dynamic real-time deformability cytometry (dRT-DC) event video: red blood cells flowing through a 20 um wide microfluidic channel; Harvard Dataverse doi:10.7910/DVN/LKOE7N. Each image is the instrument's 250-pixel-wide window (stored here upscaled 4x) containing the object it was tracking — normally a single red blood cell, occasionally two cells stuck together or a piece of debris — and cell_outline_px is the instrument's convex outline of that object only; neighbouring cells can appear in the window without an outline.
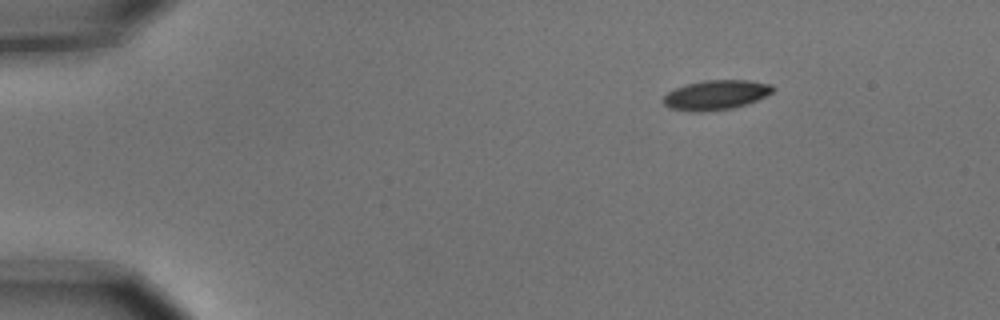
{"species": "common noctule bat (a hibernating species)", "species_latin": "Nyctalus noctula", "temperature_condition": "cold", "stored_images_in_passage": 3, "camera_frame_rate_fps": 3000, "um_per_image_px": 0.085, "animal": {"sex": "male", "body_mass_g": 15.6}, "frame": {"image": 1, "passage_image": 1, "time_ms": 0.0, "image_size_px": [1000, 320], "cell_outline_px": [[776, 88], [772, 92], [756, 100], [732, 108], [704, 112], [688, 112], [668, 108], [664, 104], [664, 96], [668, 92], [676, 88], [688, 84], [704, 80], [744, 80], [772, 84]], "centroid_in_image_um": [60.83, 8.08], "position_along_channel_um": 24.2, "area_um2": 18.84}}